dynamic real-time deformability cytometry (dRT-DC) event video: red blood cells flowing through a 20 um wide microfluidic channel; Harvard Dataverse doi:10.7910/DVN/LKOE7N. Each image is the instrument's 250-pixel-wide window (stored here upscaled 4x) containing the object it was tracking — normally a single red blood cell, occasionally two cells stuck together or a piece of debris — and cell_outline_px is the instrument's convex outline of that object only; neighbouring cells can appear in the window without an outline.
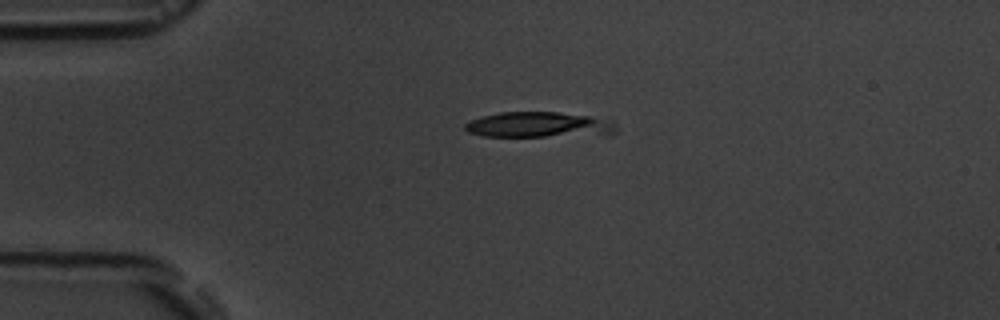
{"species": "common noctule bat (a hibernating species)", "species_latin": "Nyctalus noctula", "temperature_condition": "room temperature", "stored_images_in_passage": 2, "camera_frame_rate_fps": 3000, "um_per_image_px": 0.085, "animal": {"sex": "male", "body_mass_g": 19.5, "forearm_length_mm": 54.6}, "frame": {"image": 1, "passage_image": 1, "time_ms": 0.0, "image_size_px": [1000, 320], "cell_outline_px": [[616, 132], [612, 136], [484, 136], [468, 132], [464, 128], [464, 124], [468, 120], [500, 112], [556, 112], [588, 116], [616, 120]], "centroid_in_image_um": [45.93, 10.62], "position_along_channel_um": 39.1, "area_um2": 23.0}}